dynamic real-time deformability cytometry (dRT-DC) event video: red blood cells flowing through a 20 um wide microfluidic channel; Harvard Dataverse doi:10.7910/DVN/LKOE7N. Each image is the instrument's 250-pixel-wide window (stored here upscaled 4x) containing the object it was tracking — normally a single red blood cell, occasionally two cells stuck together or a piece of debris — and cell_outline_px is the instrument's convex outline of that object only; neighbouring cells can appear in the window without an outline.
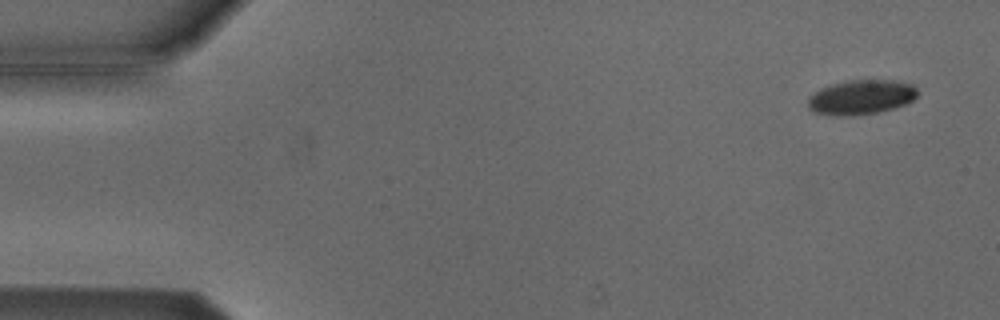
{"species": "Egyptian fruit bat (a non-hibernating species)", "species_latin": "Rousettus aegyptiacus", "temperature_condition": "cold", "stored_images_in_passage": 5, "camera_frame_rate_fps": 3000, "um_per_image_px": 0.085, "animal": {"sex": "male"}, "frame": {"image": 1, "passage_image": 1, "time_ms": 0.0, "image_size_px": [1000, 320], "cell_outline_px": [[916, 96], [912, 100], [904, 104], [892, 108], [876, 112], [852, 116], [836, 116], [812, 112], [808, 108], [808, 96], [820, 88], [832, 84], [848, 80], [892, 80], [912, 84], [916, 88]], "centroid_in_image_um": [73.13, 8.26], "position_along_channel_um": 11.9, "area_um2": 22.08}}
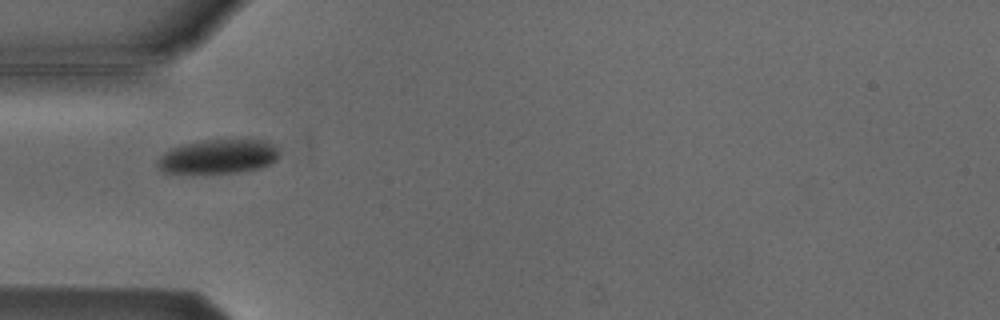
{"frame": {"image": 2, "passage_image": 5, "time_ms": 4.667, "image_size_px": [1000, 320], "cell_outline_px": [[280, 156], [276, 160], [260, 168], [240, 172], [164, 172], [156, 164], [156, 160], [164, 152], [180, 144], [204, 140], [268, 140], [280, 144]], "centroid_in_image_um": [18.63, 13.27], "position_along_channel_um": 66.4, "area_um2": 24.45}}